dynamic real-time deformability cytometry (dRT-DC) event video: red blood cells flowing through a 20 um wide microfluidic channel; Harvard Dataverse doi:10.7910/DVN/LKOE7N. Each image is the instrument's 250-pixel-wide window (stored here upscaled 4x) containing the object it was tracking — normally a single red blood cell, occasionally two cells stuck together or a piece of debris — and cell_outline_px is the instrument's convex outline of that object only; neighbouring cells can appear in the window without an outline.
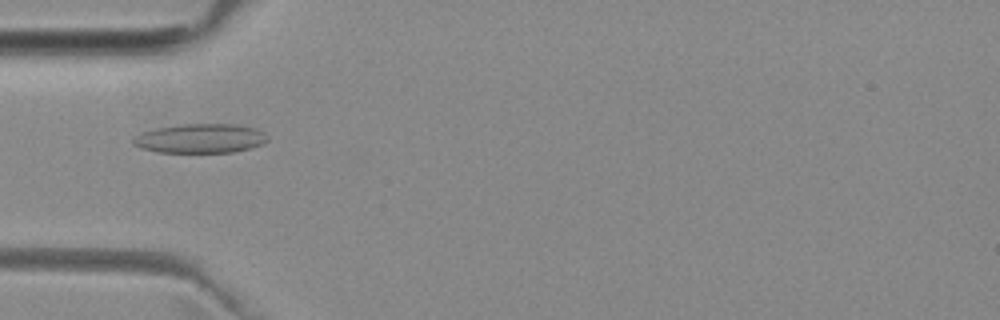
{"species": "common noctule bat (a hibernating species)", "species_latin": "Nyctalus noctula", "temperature_condition": "room temperature", "stored_images_in_passage": 51, "camera_frame_rate_fps": 3000, "um_per_image_px": 0.085, "animal": {"sex": "female", "body_mass_g": 29.2, "forearm_length_mm": 56.3}, "frame": {"image": 1, "passage_image": 16, "time_ms": 5.0, "image_size_px": [1000, 320], "cell_outline_px": [[268, 140], [260, 144], [248, 148], [232, 152], [156, 152], [140, 148], [132, 144], [132, 140], [140, 132], [156, 128], [180, 124], [236, 124], [256, 128], [264, 132], [268, 136]], "centroid_in_image_um": [17.0, 11.76], "position_along_channel_um": 68.0, "area_um2": 22.95}}
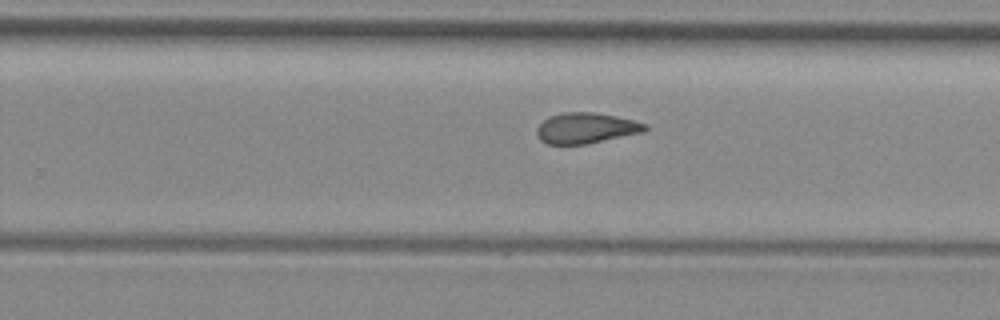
{"frame": {"image": 2, "passage_image": 32, "time_ms": 10.333, "image_size_px": [1000, 320], "cell_outline_px": [[648, 128], [644, 132], [588, 144], [548, 144], [540, 140], [536, 132], [536, 128], [548, 116], [564, 112], [596, 112], [636, 120], [648, 124]], "centroid_in_image_um": [49.84, 10.88], "position_along_channel_um": 280.0, "area_um2": 19.59}}
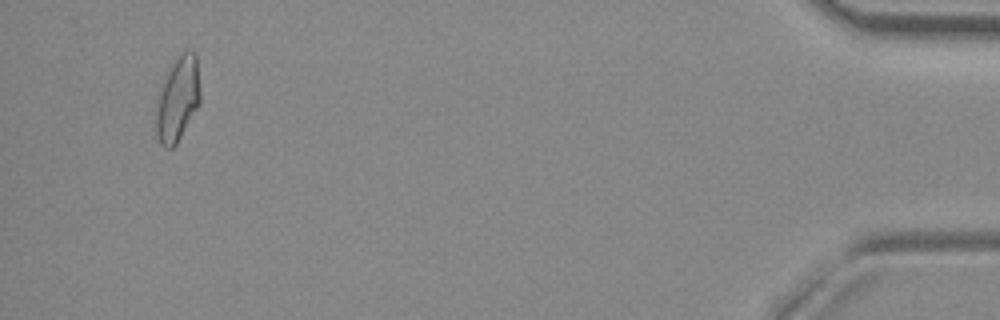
{"frame": {"image": 3, "passage_image": 49, "time_ms": 16.0, "image_size_px": [1000, 320], "cell_outline_px": [[200, 104], [176, 144], [172, 148], [164, 148], [160, 144], [156, 132], [156, 100], [160, 84], [168, 68], [184, 52], [196, 52], [200, 92]], "centroid_in_image_um": [15.08, 8.44], "position_along_channel_um": 420.1, "area_um2": 21.91}, "authors_computed_cell_mechanics": {"area_um2": 20.3456, "velocity_mm_per_s": 3.9718, "shape_relaxation_time_tau1_ms": null, "shape_relaxation_time_tau2_ms": 3.7237, "deformation_change_tau1": null, "deformation_change_tau2": 0.109}}